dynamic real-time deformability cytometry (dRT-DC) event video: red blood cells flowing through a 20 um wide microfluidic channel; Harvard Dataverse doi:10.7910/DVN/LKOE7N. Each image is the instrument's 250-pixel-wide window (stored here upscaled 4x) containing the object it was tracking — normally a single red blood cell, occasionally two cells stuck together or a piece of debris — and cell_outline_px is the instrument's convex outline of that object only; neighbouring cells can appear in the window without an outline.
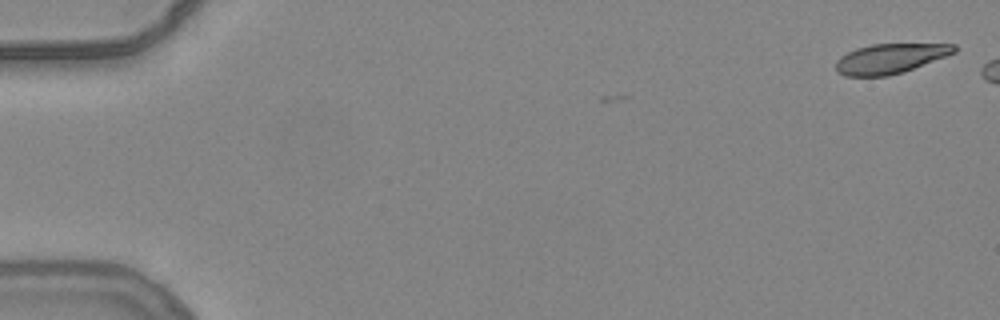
{"species": "common noctule bat (a hibernating species)", "species_latin": "Nyctalus noctula", "temperature_condition": "warm", "stored_images_in_passage": 7, "camera_frame_rate_fps": 3000, "um_per_image_px": 0.085, "animal": {"sex": "female", "body_mass_g": 24.6, "forearm_length_mm": 56.2}, "frame": {"image": 1, "passage_image": 7, "time_ms": 2.0, "image_size_px": [1000, 320], "cell_outline_px": [[956, 52], [904, 72], [888, 76], [844, 76], [836, 72], [836, 60], [840, 56], [856, 48], [872, 44], [956, 44]], "centroid_in_image_um": [75.63, 4.98], "position_along_channel_um": 9.4, "area_um2": 20.58}}